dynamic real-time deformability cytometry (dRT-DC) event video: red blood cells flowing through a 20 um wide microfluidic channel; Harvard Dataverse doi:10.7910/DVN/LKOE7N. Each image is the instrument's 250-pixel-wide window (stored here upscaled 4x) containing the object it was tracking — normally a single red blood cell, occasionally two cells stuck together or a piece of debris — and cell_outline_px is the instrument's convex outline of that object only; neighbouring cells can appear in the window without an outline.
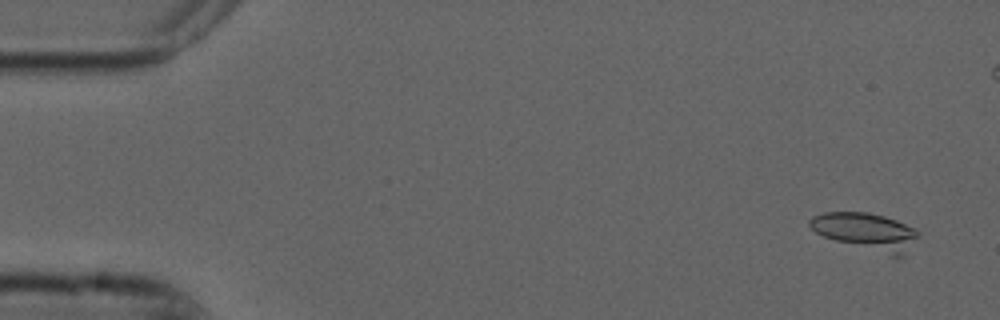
{"species": "common noctule bat (a hibernating species)", "species_latin": "Nyctalus noctula", "temperature_condition": "cold", "stored_images_in_passage": 7, "camera_frame_rate_fps": 3000, "um_per_image_px": 0.085, "animal": {"sex": "male", "forearm_length_mm": 52.5}, "frame": {"image": 1, "passage_image": 1, "time_ms": 0.0, "image_size_px": [1000, 320], "cell_outline_px": [[920, 236], [904, 256], [900, 260], [836, 240], [824, 236], [816, 232], [808, 224], [808, 220], [812, 216], [824, 212], [868, 212], [884, 216], [896, 220], [916, 228], [920, 232]], "centroid_in_image_um": [73.7, 19.7], "position_along_channel_um": 11.3, "area_um2": 23.93}}